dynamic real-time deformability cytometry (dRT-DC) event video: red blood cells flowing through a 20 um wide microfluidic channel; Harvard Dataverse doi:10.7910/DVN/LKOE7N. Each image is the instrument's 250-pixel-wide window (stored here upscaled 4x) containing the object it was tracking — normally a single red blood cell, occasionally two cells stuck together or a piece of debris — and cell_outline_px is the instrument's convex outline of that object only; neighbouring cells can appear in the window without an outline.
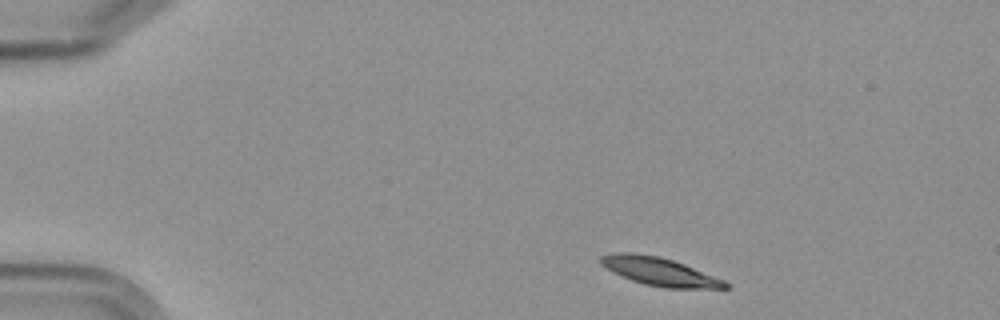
{"species": "Egyptian fruit bat (a non-hibernating species)", "species_latin": "Rousettus aegyptiacus", "temperature_condition": "cold", "stored_images_in_passage": 3, "camera_frame_rate_fps": 3000, "um_per_image_px": 0.085, "frame": {"image": 1, "passage_image": 1, "time_ms": 0.0, "image_size_px": [1000, 320], "cell_outline_px": [[728, 288], [664, 288], [644, 284], [632, 280], [612, 272], [600, 264], [600, 256], [616, 252], [628, 252], [660, 256], [684, 264], [724, 280], [728, 284]], "centroid_in_image_um": [56.02, 23.07], "position_along_channel_um": 29.0, "area_um2": 20.29}}